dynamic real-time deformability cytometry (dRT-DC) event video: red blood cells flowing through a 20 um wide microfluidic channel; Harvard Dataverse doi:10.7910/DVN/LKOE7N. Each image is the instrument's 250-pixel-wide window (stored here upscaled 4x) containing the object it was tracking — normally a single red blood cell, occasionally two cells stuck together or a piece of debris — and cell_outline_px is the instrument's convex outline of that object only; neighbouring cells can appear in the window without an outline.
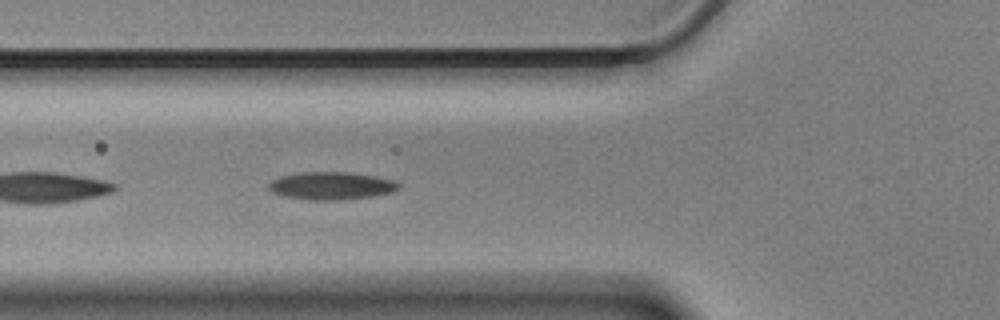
{"species": "Egyptian fruit bat (a non-hibernating species)", "species_latin": "Rousettus aegyptiacus", "temperature_condition": "cold", "stored_images_in_passage": 43, "camera_frame_rate_fps": 3000, "um_per_image_px": 0.085, "animal": {"sex": "male"}, "frame": {"image": 1, "passage_image": 5, "time_ms": 1.333, "image_size_px": [1000, 320], "cell_outline_px": [[400, 188], [392, 192], [372, 196], [340, 200], [312, 200], [284, 196], [272, 192], [268, 188], [268, 184], [272, 180], [280, 176], [300, 172], [348, 172], [376, 176], [392, 180], [400, 184]], "centroid_in_image_um": [28.15, 15.79], "position_along_channel_um": 97.6, "area_um2": 20.98}}
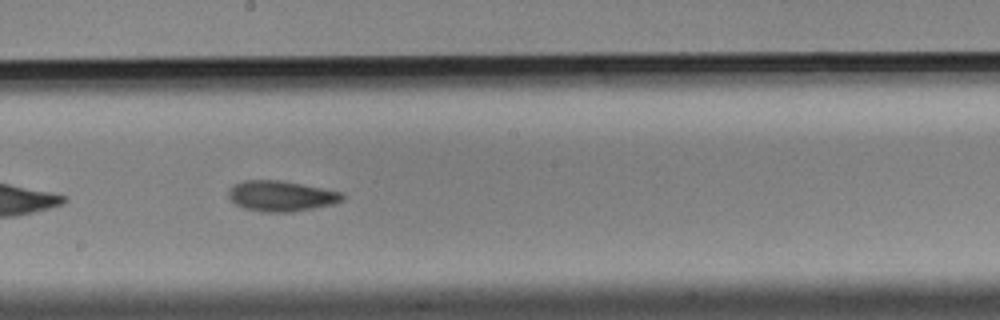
{"frame": {"image": 2, "passage_image": 16, "time_ms": 5.0, "image_size_px": [1000, 320], "cell_outline_px": [[344, 200], [332, 204], [292, 212], [264, 212], [244, 208], [236, 204], [228, 196], [228, 192], [232, 184], [244, 180], [280, 180], [340, 192], [344, 196]], "centroid_in_image_um": [23.85, 16.66], "position_along_channel_um": 224.4, "area_um2": 20.06}}
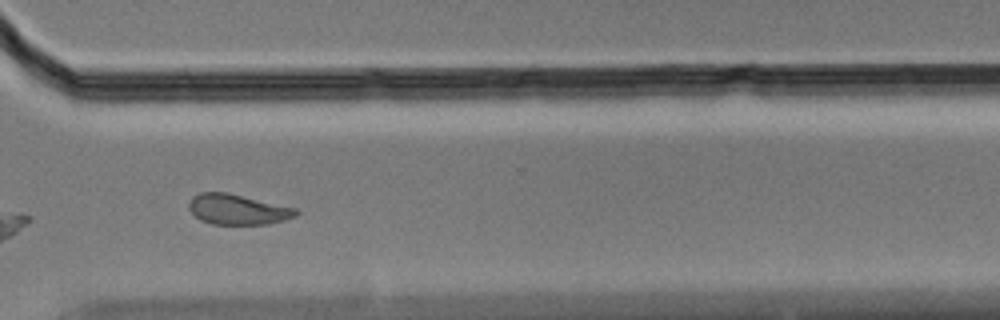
{"frame": {"image": 3, "passage_image": 27, "time_ms": 8.667, "image_size_px": [1000, 320], "cell_outline_px": [[300, 212], [296, 216], [284, 220], [268, 224], [212, 224], [200, 220], [188, 208], [188, 204], [192, 196], [200, 192], [228, 192], [296, 208]], "centroid_in_image_um": [20.2, 17.79], "position_along_channel_um": 350.4, "area_um2": 19.02}, "authors_computed_cell_mechanics": {"area_um2": 20.0566, "velocity_mm_per_s": 3.4464, "shape_relaxation_time_tau1_ms": 5.1223, "shape_relaxation_time_tau2_ms": 5.2834, "deformation_change_tau1": 0.1402, "deformation_change_tau2": 0.0832}}